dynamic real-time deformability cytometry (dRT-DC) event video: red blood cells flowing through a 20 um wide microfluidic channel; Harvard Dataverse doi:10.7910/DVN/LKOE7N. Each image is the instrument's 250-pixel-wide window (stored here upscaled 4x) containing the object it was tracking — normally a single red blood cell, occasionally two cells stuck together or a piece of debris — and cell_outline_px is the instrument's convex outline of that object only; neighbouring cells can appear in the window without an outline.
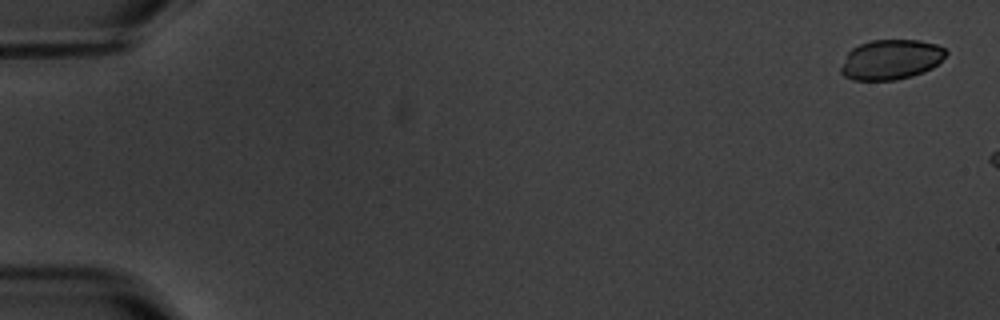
{"species": "common noctule bat (a hibernating species)", "species_latin": "Nyctalus noctula", "temperature_condition": "warm", "stored_images_in_passage": 3, "camera_frame_rate_fps": 3000, "um_per_image_px": 0.085, "animal": {"sex": "male", "body_mass_g": 20.1, "forearm_length_mm": 53.5}, "frame": {"image": 1, "passage_image": 1, "time_ms": 0.0, "image_size_px": [1000, 320], "cell_outline_px": [[948, 52], [932, 68], [924, 72], [912, 76], [896, 80], [852, 80], [844, 76], [840, 72], [840, 68], [848, 52], [852, 48], [860, 44], [872, 40], [920, 40], [936, 44], [944, 48]], "centroid_in_image_um": [75.71, 5.07], "position_along_channel_um": 9.3, "area_um2": 24.45}}